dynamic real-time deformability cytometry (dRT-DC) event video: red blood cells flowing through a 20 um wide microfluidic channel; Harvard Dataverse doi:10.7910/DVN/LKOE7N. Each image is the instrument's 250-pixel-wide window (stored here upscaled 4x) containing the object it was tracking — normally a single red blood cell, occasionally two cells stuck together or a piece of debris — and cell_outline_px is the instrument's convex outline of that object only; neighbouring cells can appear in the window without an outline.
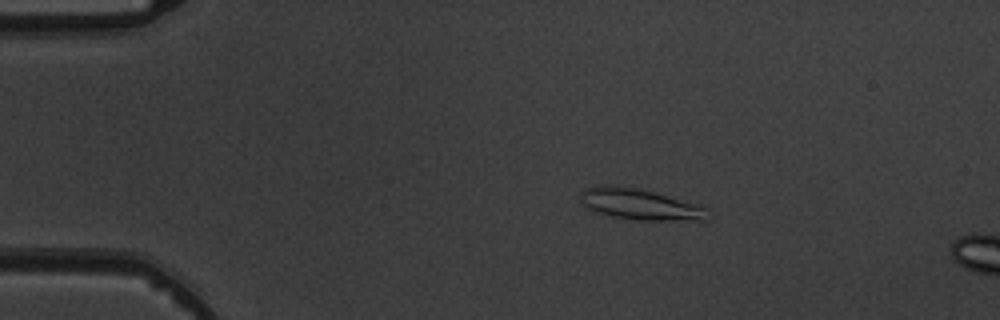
{"species": "common noctule bat (a hibernating species)", "species_latin": "Nyctalus noctula", "temperature_condition": "warm", "stored_images_in_passage": 4, "camera_frame_rate_fps": 3000, "um_per_image_px": 0.085, "animal": {"sex": "male", "body_mass_g": 19.5, "forearm_length_mm": 54.6}, "frame": {"image": 1, "passage_image": 3, "time_ms": 2.333, "image_size_px": [1000, 320], "cell_outline_px": [[708, 220], [636, 220], [612, 216], [596, 212], [580, 204], [580, 192], [584, 188], [596, 184], [620, 184], [652, 192], [696, 204], [708, 208]], "centroid_in_image_um": [54.3, 17.34], "position_along_channel_um": 30.7, "area_um2": 23.24}}